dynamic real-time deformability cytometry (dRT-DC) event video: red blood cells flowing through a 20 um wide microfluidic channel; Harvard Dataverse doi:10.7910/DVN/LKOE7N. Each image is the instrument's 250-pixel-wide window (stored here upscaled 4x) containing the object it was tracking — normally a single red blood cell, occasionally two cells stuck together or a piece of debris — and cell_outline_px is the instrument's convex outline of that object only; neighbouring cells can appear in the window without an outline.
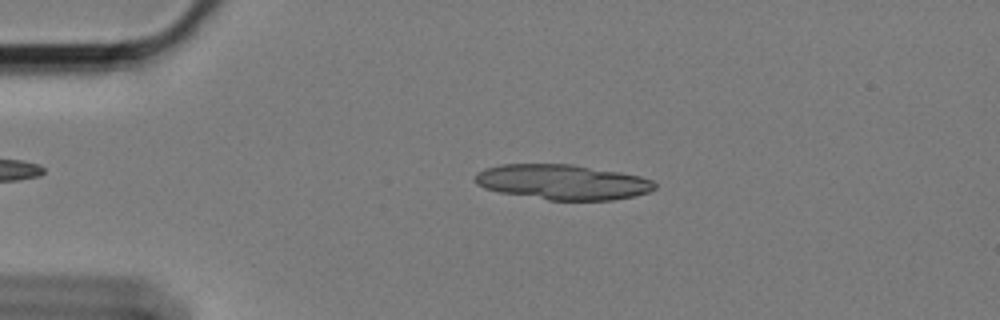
{"species": "Egyptian fruit bat (a non-hibernating species)", "species_latin": "Rousettus aegyptiacus", "temperature_condition": "cold", "stored_images_in_passage": 57, "segment_of_instrument_passage": [1, 2], "camera_frame_rate_fps": 3000, "um_per_image_px": 0.085, "animal": {"sex": "female"}, "frame": {"image": 1, "passage_image": 12, "time_ms": 3.667, "image_size_px": [1000, 320], "cell_outline_px": [[656, 188], [648, 192], [636, 196], [612, 200], [548, 200], [500, 192], [484, 188], [476, 184], [476, 176], [484, 168], [500, 164], [572, 164], [620, 172], [640, 176], [652, 180], [656, 184]], "centroid_in_image_um": [47.84, 15.47], "position_along_channel_um": 37.2, "area_um2": 36.76}}